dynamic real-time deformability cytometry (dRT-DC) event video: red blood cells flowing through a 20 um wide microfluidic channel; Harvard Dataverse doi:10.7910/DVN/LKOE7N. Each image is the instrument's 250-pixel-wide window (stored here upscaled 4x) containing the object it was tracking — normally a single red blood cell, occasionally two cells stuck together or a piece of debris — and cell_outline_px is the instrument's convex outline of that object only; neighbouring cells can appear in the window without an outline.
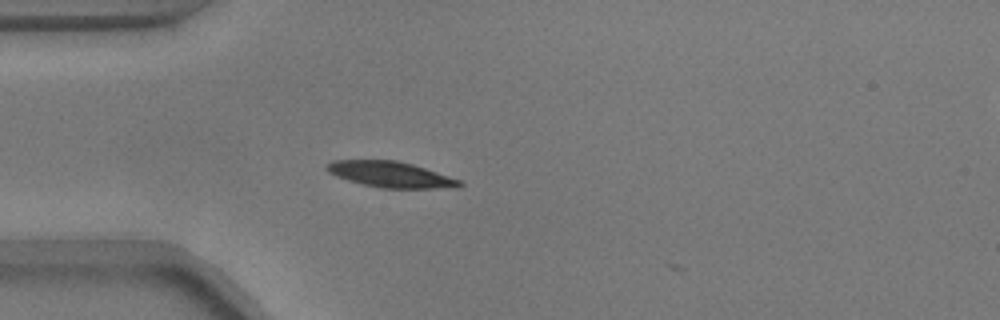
{"species": "common noctule bat (a hibernating species)", "species_latin": "Nyctalus noctula", "temperature_condition": "warm", "stored_images_in_passage": 5, "camera_frame_rate_fps": 3000, "um_per_image_px": 0.085, "animal": {"sex": "male", "body_mass_g": 17.9}, "frame": {"image": 1, "passage_image": 3, "time_ms": 0.667, "image_size_px": [1000, 320], "cell_outline_px": [[464, 184], [460, 188], [380, 188], [348, 180], [336, 176], [328, 172], [324, 168], [324, 164], [332, 160], [396, 160], [412, 164], [460, 180]], "centroid_in_image_um": [33.17, 14.83], "position_along_channel_um": 51.8, "area_um2": 20.0}}